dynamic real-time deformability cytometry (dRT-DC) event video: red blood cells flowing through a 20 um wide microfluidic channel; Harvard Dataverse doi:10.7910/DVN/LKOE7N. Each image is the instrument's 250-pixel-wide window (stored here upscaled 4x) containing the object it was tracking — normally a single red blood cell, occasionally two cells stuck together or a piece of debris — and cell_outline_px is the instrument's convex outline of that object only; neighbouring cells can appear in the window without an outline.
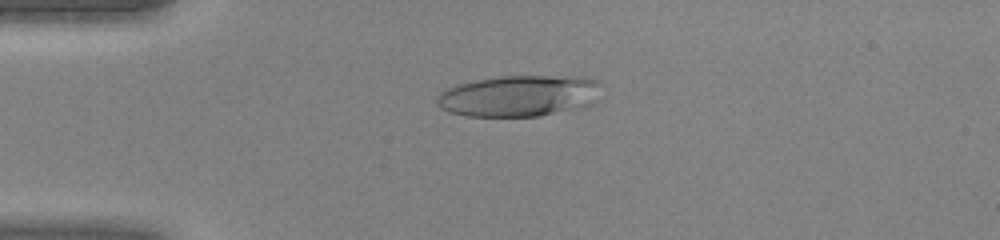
{"species": "human", "species_latin": "Homo sapiens", "temperature_condition": "warm", "stored_images_in_passage": 45, "camera_frame_rate_fps": 3000, "um_per_image_px": 0.085, "donor": {"sex": "female"}, "frame": {"image": 1, "passage_image": 11, "time_ms": 3.333, "image_size_px": [1000, 240], "cell_outline_px": [[600, 84], [592, 104], [540, 116], [464, 116], [448, 112], [440, 108], [436, 104], [436, 96], [440, 92], [456, 84], [476, 80], [504, 76], [576, 76], [596, 80]], "centroid_in_image_um": [44.03, 8.15], "position_along_channel_um": 41.0, "area_um2": 39.36}}
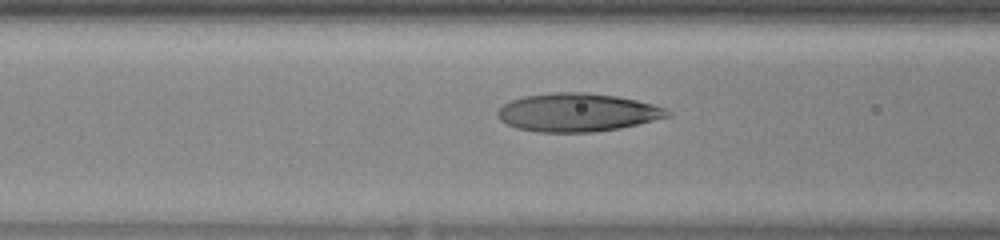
{"frame": {"image": 2, "passage_image": 18, "time_ms": 5.667, "image_size_px": [1000, 240], "cell_outline_px": [[672, 116], [620, 128], [592, 132], [536, 132], [516, 128], [500, 120], [496, 116], [496, 112], [504, 104], [512, 100], [524, 96], [556, 92], [588, 92], [616, 96], [636, 100], [652, 104], [664, 108], [672, 112]], "centroid_in_image_um": [49.07, 9.56], "position_along_channel_um": 117.5, "area_um2": 37.92}}
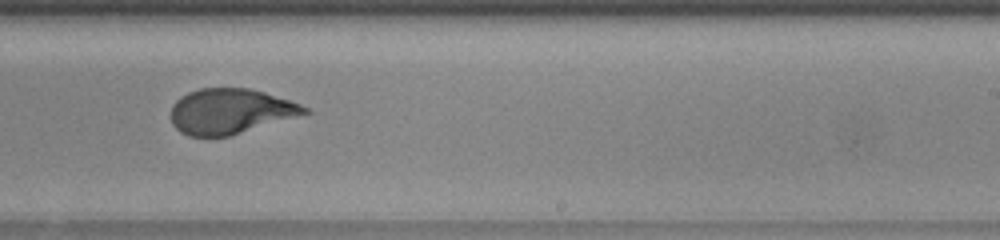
{"frame": {"image": 3, "passage_image": 28, "time_ms": 9.0, "image_size_px": [1000, 240], "cell_outline_px": [[312, 112], [228, 136], [188, 136], [180, 132], [172, 124], [172, 104], [180, 96], [188, 92], [200, 88], [248, 88], [264, 92], [300, 104], [308, 108]], "centroid_in_image_um": [19.55, 9.45], "position_along_channel_um": 269.4, "area_um2": 34.97}}